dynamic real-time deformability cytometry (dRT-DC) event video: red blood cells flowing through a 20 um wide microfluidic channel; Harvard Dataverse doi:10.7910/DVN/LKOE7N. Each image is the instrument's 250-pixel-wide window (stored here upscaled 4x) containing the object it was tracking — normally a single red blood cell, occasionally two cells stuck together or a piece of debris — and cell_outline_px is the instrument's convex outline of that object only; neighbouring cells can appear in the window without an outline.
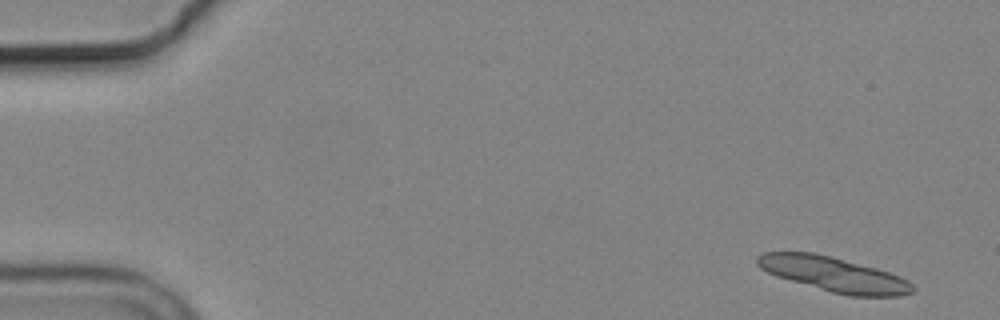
{"species": "common noctule bat (a hibernating species)", "species_latin": "Nyctalus noctula", "temperature_condition": "cold", "stored_images_in_passage": 5, "segment_of_instrument_passage": [1, 2], "camera_frame_rate_fps": 3000, "um_per_image_px": 0.085, "animal": {"sex": "male", "body_mass_g": 19.2, "forearm_length_mm": 51.8}, "frame": {"image": 1, "passage_image": 1, "time_ms": 0.0, "image_size_px": [1000, 320], "cell_outline_px": [[916, 288], [912, 292], [900, 296], [848, 296], [832, 292], [776, 276], [760, 268], [756, 264], [756, 256], [764, 252], [812, 252], [832, 256], [876, 268], [900, 276], [908, 280]], "centroid_in_image_um": [70.87, 23.31], "position_along_channel_um": 14.1, "area_um2": 31.39}}